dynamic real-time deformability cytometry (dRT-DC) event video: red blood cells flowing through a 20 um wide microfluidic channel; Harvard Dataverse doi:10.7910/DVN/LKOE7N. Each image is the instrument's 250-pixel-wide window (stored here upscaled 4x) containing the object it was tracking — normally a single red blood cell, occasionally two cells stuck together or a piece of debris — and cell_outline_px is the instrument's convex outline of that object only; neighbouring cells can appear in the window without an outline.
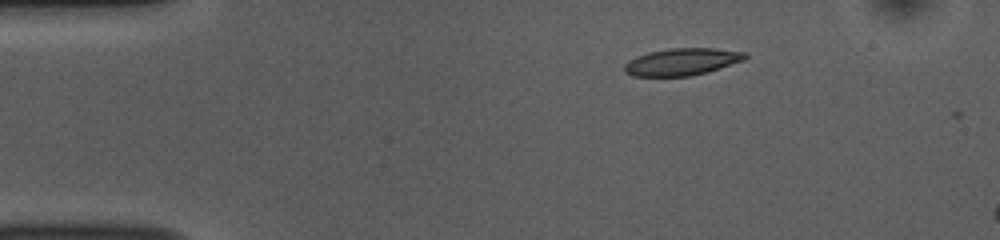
{"species": "common noctule bat (a hibernating species)", "species_latin": "Nyctalus noctula", "temperature_condition": "room temperature", "stored_images_in_passage": 4, "camera_frame_rate_fps": 3000, "um_per_image_px": 0.085, "animal": {"sex": "female", "body_mass_g": 10.0, "forearm_length_mm": 53.1}, "frame": {"image": 1, "passage_image": 1, "time_ms": 0.0, "image_size_px": [1000, 240], "cell_outline_px": [[748, 56], [744, 60], [708, 72], [688, 76], [632, 76], [624, 72], [624, 64], [628, 60], [636, 56], [648, 52], [668, 48], [716, 48], [748, 52]], "centroid_in_image_um": [57.97, 5.24], "position_along_channel_um": 27.0, "area_um2": 19.31}}